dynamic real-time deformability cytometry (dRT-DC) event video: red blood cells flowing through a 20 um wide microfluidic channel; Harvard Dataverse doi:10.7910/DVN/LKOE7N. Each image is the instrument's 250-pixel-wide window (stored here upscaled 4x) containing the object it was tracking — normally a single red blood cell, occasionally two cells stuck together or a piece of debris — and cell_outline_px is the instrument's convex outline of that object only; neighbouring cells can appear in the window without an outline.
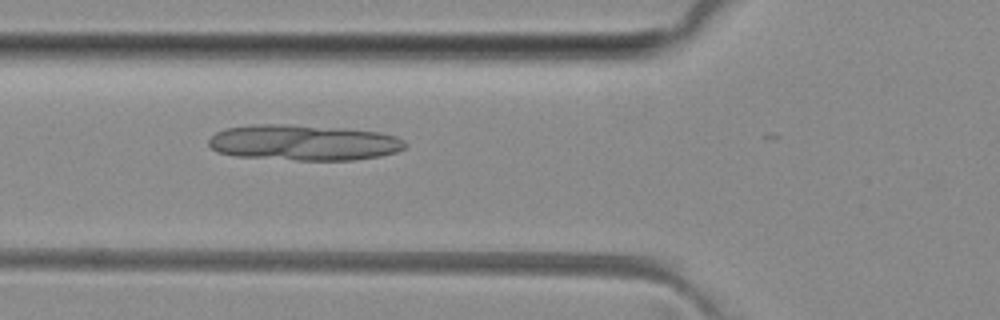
{"species": "common noctule bat (a hibernating species)", "species_latin": "Nyctalus noctula", "temperature_condition": "room temperature", "stored_images_in_passage": 6, "camera_frame_rate_fps": 3000, "um_per_image_px": 0.085, "animal": {"sex": "female", "body_mass_g": 29.2, "forearm_length_mm": 56.3}, "frame": {"image": 1, "passage_image": 6, "time_ms": 6.667, "image_size_px": [1000, 320], "cell_outline_px": [[408, 144], [404, 148], [396, 152], [380, 156], [352, 160], [296, 160], [236, 156], [216, 152], [208, 144], [208, 140], [216, 132], [228, 128], [252, 124], [284, 124], [344, 128], [376, 132], [396, 136], [404, 140]], "centroid_in_image_um": [25.8, 12.12], "position_along_channel_um": 100.0, "area_um2": 40.92}}